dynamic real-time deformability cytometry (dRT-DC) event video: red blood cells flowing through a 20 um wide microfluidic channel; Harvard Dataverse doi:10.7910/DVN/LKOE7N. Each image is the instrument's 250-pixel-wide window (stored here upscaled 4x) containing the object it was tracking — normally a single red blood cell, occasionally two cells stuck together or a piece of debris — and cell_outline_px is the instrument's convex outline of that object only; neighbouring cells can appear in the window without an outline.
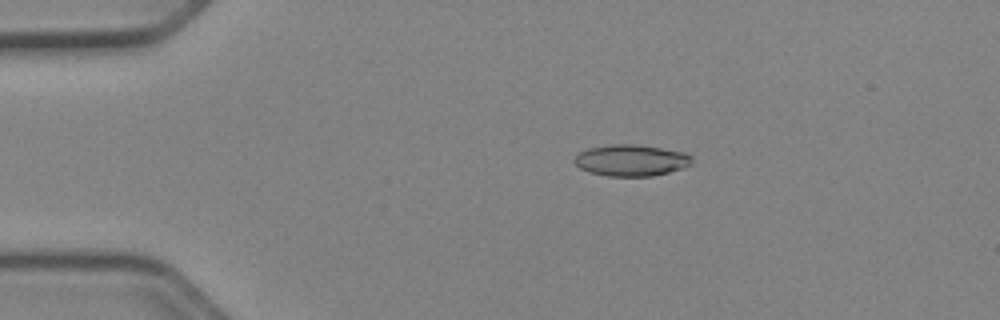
{"species": "Egyptian fruit bat (a non-hibernating species)", "species_latin": "Rousettus aegyptiacus", "temperature_condition": "cold", "stored_images_in_passage": 52, "camera_frame_rate_fps": 3000, "um_per_image_px": 0.085, "animal": {"sex": "female"}, "frame": {"image": 1, "passage_image": 11, "time_ms": 3.333, "image_size_px": [1000, 320], "cell_outline_px": [[692, 164], [684, 168], [652, 176], [608, 176], [588, 172], [580, 168], [572, 160], [580, 152], [588, 148], [616, 144], [636, 144], [688, 152], [692, 156]], "centroid_in_image_um": [53.68, 13.62], "position_along_channel_um": 31.3, "area_um2": 21.68}}
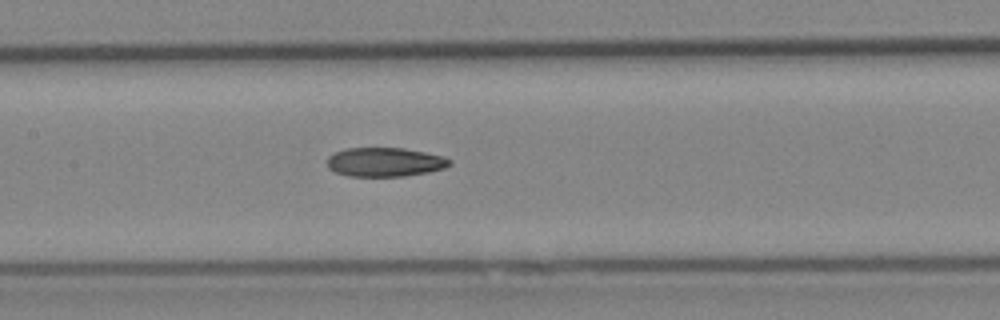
{"frame": {"image": 2, "passage_image": 26, "time_ms": 8.333, "image_size_px": [1000, 320], "cell_outline_px": [[452, 164], [444, 168], [428, 172], [404, 176], [348, 176], [336, 172], [328, 168], [328, 156], [336, 152], [348, 148], [404, 148], [444, 156], [452, 160]], "centroid_in_image_um": [32.74, 13.77], "position_along_channel_um": 174.7, "area_um2": 20.69}}
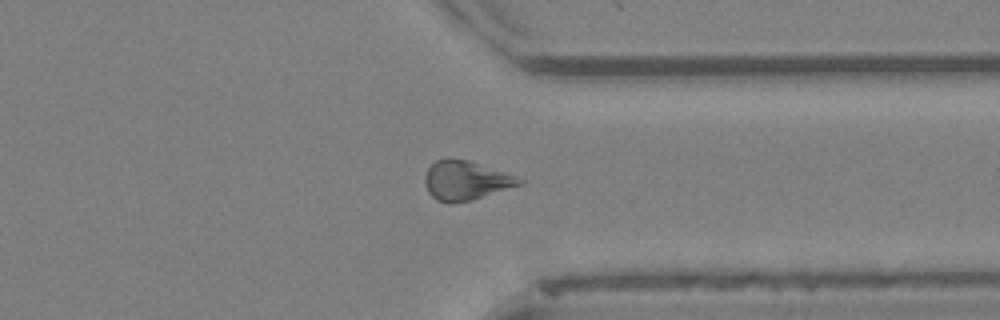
{"frame": {"image": 3, "passage_image": 41, "time_ms": 13.333, "image_size_px": [1000, 320], "cell_outline_px": [[528, 180], [524, 184], [472, 200], [448, 204], [436, 200], [428, 192], [424, 184], [424, 176], [428, 168], [436, 160], [448, 156], [468, 160]], "centroid_in_image_um": [39.59, 15.34], "position_along_channel_um": 371.8, "area_um2": 22.02}, "authors_computed_cell_mechanics": {"area_um2": 21.4149, "velocity_mm_per_s": 3.9527, "shape_relaxation_time_tau1_ms": 9.9821, "shape_relaxation_time_tau2_ms": 5.2432, "deformation_change_tau1": 0.1833, "deformation_change_tau2": 0.1273}}